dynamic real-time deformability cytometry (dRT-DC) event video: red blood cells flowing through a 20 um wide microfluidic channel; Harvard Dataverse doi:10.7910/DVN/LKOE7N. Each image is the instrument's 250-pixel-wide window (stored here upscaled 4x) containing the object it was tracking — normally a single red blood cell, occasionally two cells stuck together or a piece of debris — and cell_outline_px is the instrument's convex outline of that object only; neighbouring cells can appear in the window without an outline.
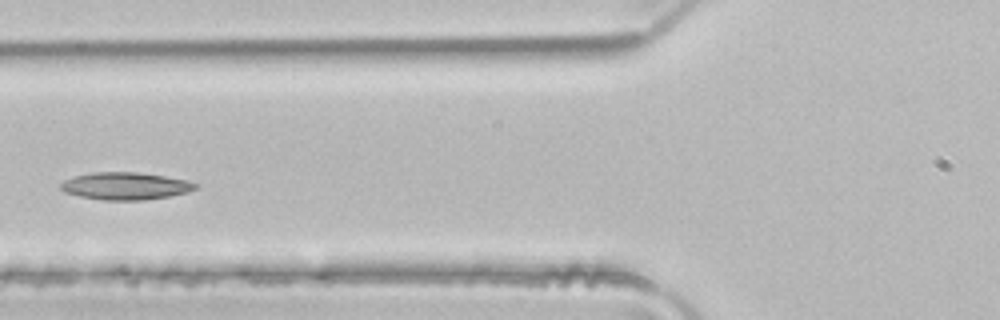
{"species": "common noctule bat (a hibernating species)", "species_latin": "Nyctalus noctula", "temperature_condition": "room temperature", "stored_images_in_passage": 4, "camera_frame_rate_fps": 3000, "um_per_image_px": 0.085, "animal": {"sex": "male", "body_mass_g": 21.5, "forearm_length_mm": 52.0}, "frame": {"image": 1, "passage_image": 4, "time_ms": 1.0, "image_size_px": [1000, 320], "cell_outline_px": [[196, 188], [188, 192], [168, 196], [144, 200], [104, 200], [80, 196], [64, 192], [60, 188], [60, 184], [64, 180], [76, 176], [96, 172], [136, 172], [164, 176], [188, 180], [196, 184]], "centroid_in_image_um": [10.65, 15.81], "position_along_channel_um": 115.1, "area_um2": 21.27}}